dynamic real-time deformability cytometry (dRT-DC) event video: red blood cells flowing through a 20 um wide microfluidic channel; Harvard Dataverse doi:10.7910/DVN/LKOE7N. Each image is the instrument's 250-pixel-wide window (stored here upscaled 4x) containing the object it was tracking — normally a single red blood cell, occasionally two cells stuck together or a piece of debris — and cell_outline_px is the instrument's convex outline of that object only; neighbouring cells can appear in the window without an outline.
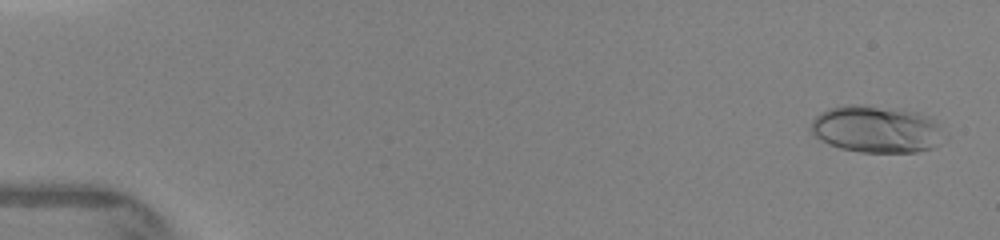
{"species": "human", "species_latin": "Homo sapiens", "temperature_condition": "warm", "stored_images_in_passage": 53, "camera_frame_rate_fps": 3000, "um_per_image_px": 0.085, "donor": {"sex": "female"}, "frame": {"image": 1, "passage_image": 3, "time_ms": 0.333, "image_size_px": [1000, 240], "cell_outline_px": [[948, 136], [932, 148], [916, 152], [860, 152], [840, 148], [828, 144], [820, 140], [812, 132], [812, 120], [820, 112], [828, 108], [848, 104], [864, 104], [916, 112], [932, 116], [948, 132]], "centroid_in_image_um": [74.57, 10.98], "position_along_channel_um": 10.4, "area_um2": 37.17}}
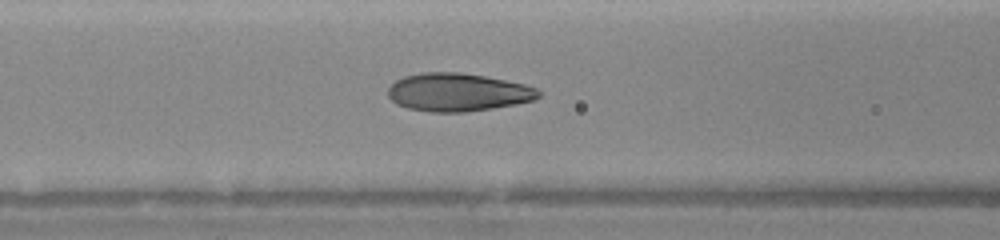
{"frame": {"image": 2, "passage_image": 32, "time_ms": 6.333, "image_size_px": [1000, 240], "cell_outline_px": [[540, 96], [536, 100], [516, 104], [492, 108], [464, 112], [428, 112], [408, 108], [396, 104], [388, 96], [388, 88], [396, 80], [404, 76], [420, 72], [460, 72], [484, 76], [524, 84], [536, 88], [540, 92]], "centroid_in_image_um": [38.9, 7.84], "position_along_channel_um": 127.7, "area_um2": 33.47}}
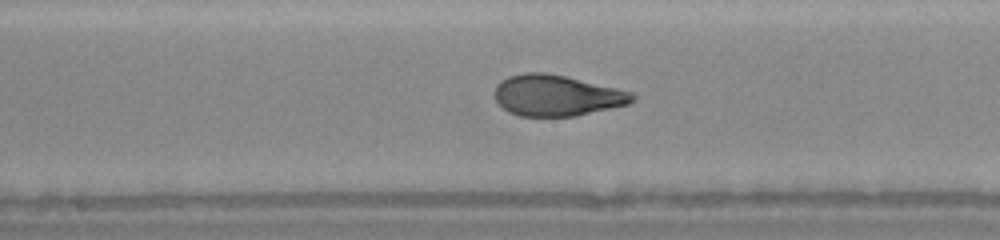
{"frame": {"image": 3, "passage_image": 37, "time_ms": 8.0, "image_size_px": [1000, 240], "cell_outline_px": [[636, 96], [628, 104], [576, 116], [520, 116], [508, 112], [496, 100], [492, 92], [496, 84], [500, 80], [508, 76], [524, 72], [544, 72], [564, 76], [616, 88], [632, 92]], "centroid_in_image_um": [47.25, 8.11], "position_along_channel_um": 200.9, "area_um2": 32.89}}